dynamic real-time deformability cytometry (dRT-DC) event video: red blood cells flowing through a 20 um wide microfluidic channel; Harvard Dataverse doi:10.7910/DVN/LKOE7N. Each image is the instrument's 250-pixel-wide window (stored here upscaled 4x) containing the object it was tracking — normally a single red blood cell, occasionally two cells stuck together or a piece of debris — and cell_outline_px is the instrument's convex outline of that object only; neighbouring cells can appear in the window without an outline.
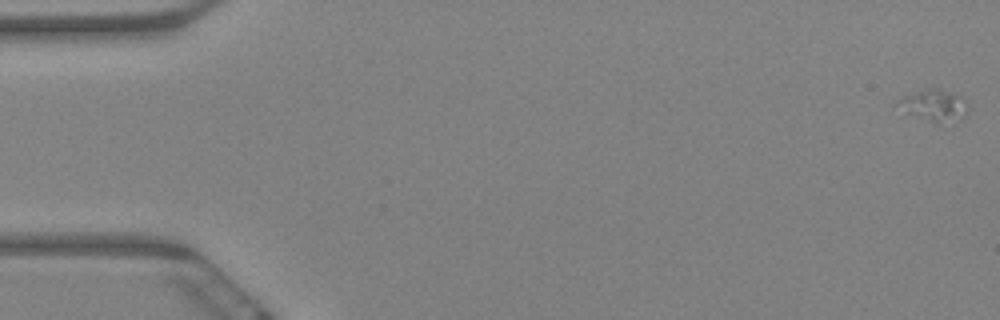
{"species": "Egyptian fruit bat (a non-hibernating species)", "species_latin": "Rousettus aegyptiacus", "temperature_condition": "warm", "stored_images_in_passage": 7, "camera_frame_rate_fps": 3000, "um_per_image_px": 0.085, "animal": {"sex": "female"}, "frame": {"image": 1, "passage_image": 1, "time_ms": 0.0, "image_size_px": [1000, 320], "cell_outline_px": [[968, 112], [964, 116], [936, 120], [932, 120], [908, 112], [892, 104], [900, 96], [924, 88], [936, 88], [964, 96], [968, 104]], "centroid_in_image_um": [79.34, 8.83], "position_along_channel_um": 5.7, "area_um2": 12.37}}
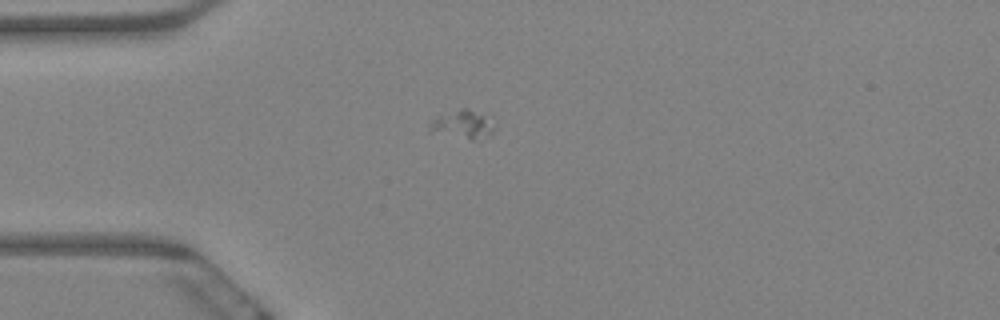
{"frame": {"image": 2, "passage_image": 6, "time_ms": 1.667, "image_size_px": [1000, 320], "cell_outline_px": [[496, 128], [492, 136], [472, 140], [428, 132], [432, 120], [436, 116], [460, 108], [468, 108], [484, 116], [496, 124]], "centroid_in_image_um": [39.35, 10.6], "position_along_channel_um": 45.7, "area_um2": 10.92}}